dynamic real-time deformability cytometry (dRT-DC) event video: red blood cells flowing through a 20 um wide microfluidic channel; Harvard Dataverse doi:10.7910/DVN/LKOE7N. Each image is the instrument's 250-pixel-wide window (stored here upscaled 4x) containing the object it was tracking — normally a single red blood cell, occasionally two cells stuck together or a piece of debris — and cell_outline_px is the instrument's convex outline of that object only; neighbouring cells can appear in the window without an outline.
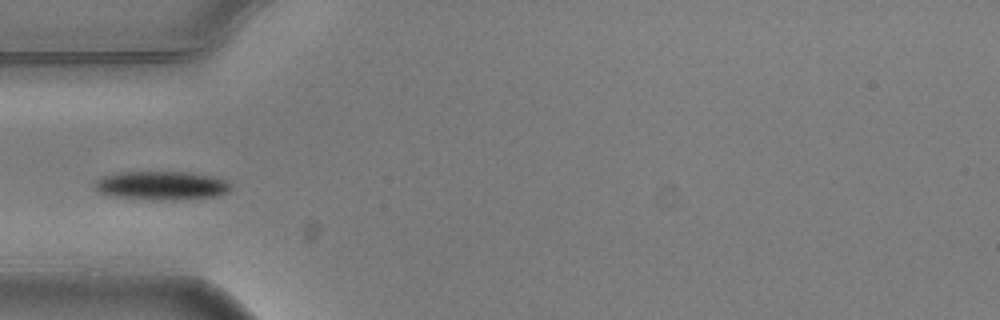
{"species": "common noctule bat (a hibernating species)", "species_latin": "Nyctalus noctula", "temperature_condition": "warm", "stored_images_in_passage": 9, "camera_frame_rate_fps": 3000, "um_per_image_px": 0.085, "animal": {"sex": "male", "body_mass_g": 20.5, "forearm_length_mm": 52.5}, "frame": {"image": 1, "passage_image": 4, "time_ms": 1.0, "image_size_px": [1000, 320], "cell_outline_px": [[232, 188], [228, 192], [220, 196], [176, 200], [152, 200], [116, 196], [100, 192], [92, 188], [92, 184], [96, 180], [104, 176], [120, 172], [192, 172], [212, 176], [224, 180], [232, 184]], "centroid_in_image_um": [13.76, 15.77], "position_along_channel_um": 71.2, "area_um2": 23.0}}
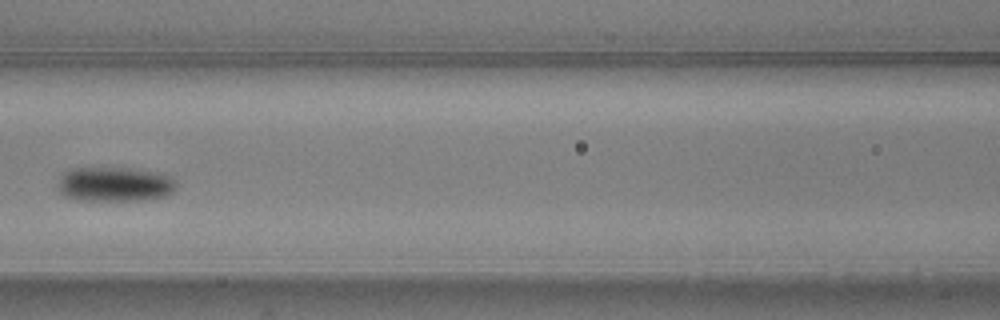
{"frame": {"image": 2, "passage_image": 6, "time_ms": 1.667, "image_size_px": [1000, 320], "cell_outline_px": [[176, 188], [172, 192], [164, 196], [144, 200], [76, 200], [64, 196], [60, 192], [60, 180], [64, 172], [72, 168], [128, 168], [160, 172], [172, 176], [176, 180]], "centroid_in_image_um": [9.8, 15.66], "position_along_channel_um": 156.8, "area_um2": 23.93}}
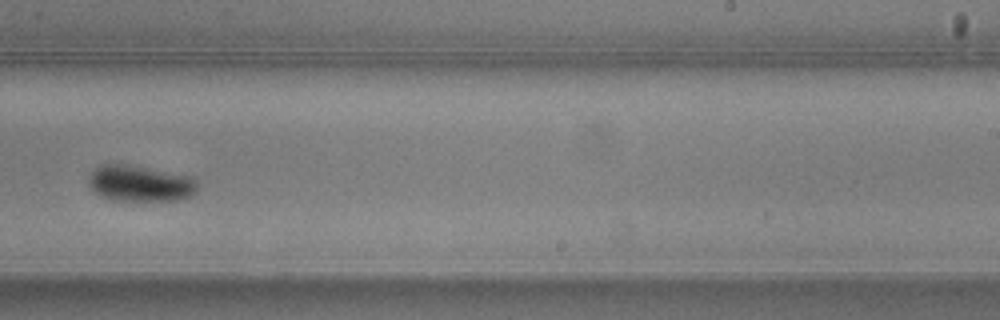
{"frame": {"image": 3, "passage_image": 9, "time_ms": 2.667, "image_size_px": [1000, 320], "cell_outline_px": [[196, 192], [188, 196], [176, 200], [112, 200], [100, 196], [88, 184], [88, 176], [100, 164], [128, 164], [192, 176], [196, 180]], "centroid_in_image_um": [11.88, 15.58], "position_along_channel_um": 277.1, "area_um2": 22.83}}